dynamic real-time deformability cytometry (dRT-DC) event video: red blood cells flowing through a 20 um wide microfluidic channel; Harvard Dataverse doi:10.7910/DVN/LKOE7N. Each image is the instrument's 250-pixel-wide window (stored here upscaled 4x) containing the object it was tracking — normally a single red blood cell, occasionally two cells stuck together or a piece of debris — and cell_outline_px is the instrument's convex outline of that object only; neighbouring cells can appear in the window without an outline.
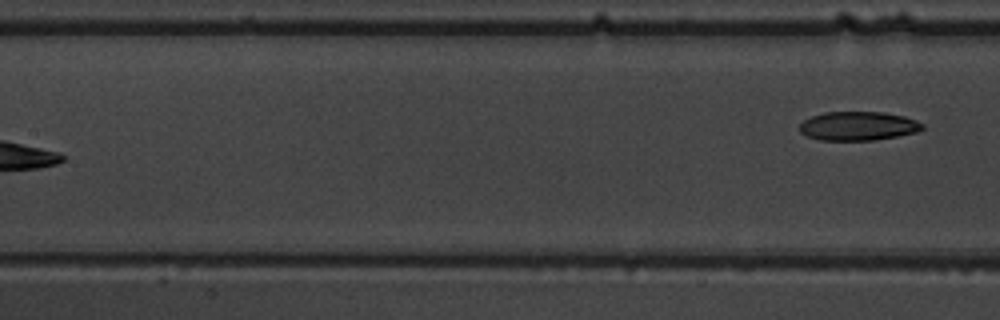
{"species": "common noctule bat (a hibernating species)", "species_latin": "Nyctalus noctula", "temperature_condition": "warm", "stored_images_in_passage": 9, "segment_of_instrument_passage": [2, 2], "camera_frame_rate_fps": 3000, "um_per_image_px": 0.085, "animal": {"sex": "male", "body_mass_g": 19.5, "forearm_length_mm": 54.6}, "frame": {"image": 1, "passage_image": 9, "time_ms": 9.333, "image_size_px": [1000, 320], "cell_outline_px": [[924, 128], [916, 132], [900, 136], [876, 140], [820, 140], [808, 136], [800, 132], [800, 124], [804, 120], [812, 116], [824, 112], [884, 112], [904, 116], [916, 120], [924, 124]], "centroid_in_image_um": [72.97, 10.71], "position_along_channel_um": 134.4, "area_um2": 20.75}}